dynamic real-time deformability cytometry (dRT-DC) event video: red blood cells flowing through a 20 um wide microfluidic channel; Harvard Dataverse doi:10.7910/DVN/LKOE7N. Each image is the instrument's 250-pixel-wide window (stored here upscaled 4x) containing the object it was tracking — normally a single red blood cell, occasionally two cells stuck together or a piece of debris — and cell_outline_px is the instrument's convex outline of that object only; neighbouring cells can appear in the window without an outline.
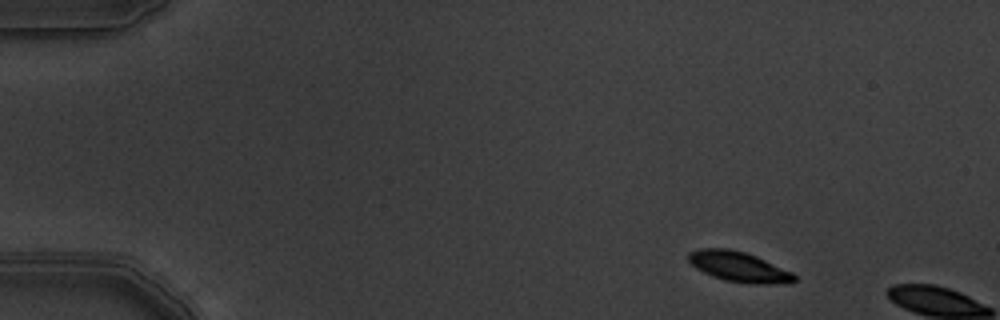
{"species": "common noctule bat (a hibernating species)", "species_latin": "Nyctalus noctula", "temperature_condition": "warm", "stored_images_in_passage": 2, "camera_frame_rate_fps": 3000, "um_per_image_px": 0.085, "animal": {"sex": "male", "body_mass_g": 19.5, "forearm_length_mm": 54.6}, "frame": {"image": 1, "passage_image": 1, "time_ms": 0.0, "image_size_px": [1000, 320], "cell_outline_px": [[796, 280], [792, 284], [748, 284], [724, 280], [712, 276], [696, 268], [688, 260], [688, 252], [700, 248], [728, 248], [744, 252], [756, 256], [792, 272], [796, 276]], "centroid_in_image_um": [62.82, 22.69], "position_along_channel_um": 22.2, "area_um2": 18.79}}